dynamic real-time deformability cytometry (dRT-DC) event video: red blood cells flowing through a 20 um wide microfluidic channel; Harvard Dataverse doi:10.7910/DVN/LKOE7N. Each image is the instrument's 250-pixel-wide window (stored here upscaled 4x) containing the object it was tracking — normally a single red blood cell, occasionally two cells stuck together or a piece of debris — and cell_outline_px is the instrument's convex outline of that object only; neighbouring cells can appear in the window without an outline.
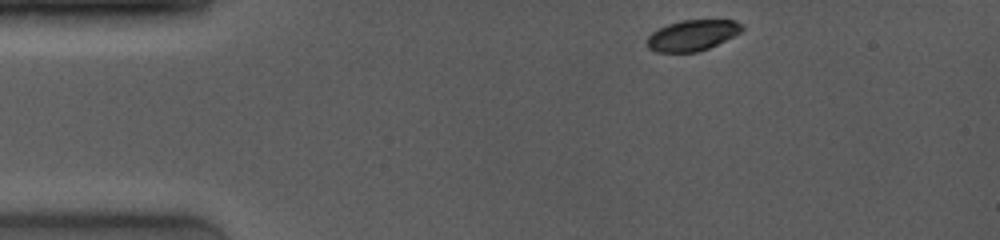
{"species": "common noctule bat (a hibernating species)", "species_latin": "Nyctalus noctula", "temperature_condition": "room temperature", "stored_images_in_passage": 38, "camera_frame_rate_fps": 4000, "um_per_image_px": 0.085, "animal": {"sex": "female", "body_mass_g": 19.0, "forearm_length_mm": 53.3}, "frame": {"image": 1, "passage_image": 1, "time_ms": 0.0, "image_size_px": [1000, 240], "cell_outline_px": [[744, 28], [740, 32], [708, 48], [696, 52], [656, 52], [648, 48], [648, 36], [652, 32], [668, 24], [680, 20], [732, 20], [744, 24]], "centroid_in_image_um": [58.84, 2.99], "position_along_channel_um": 26.2, "area_um2": 16.82}}
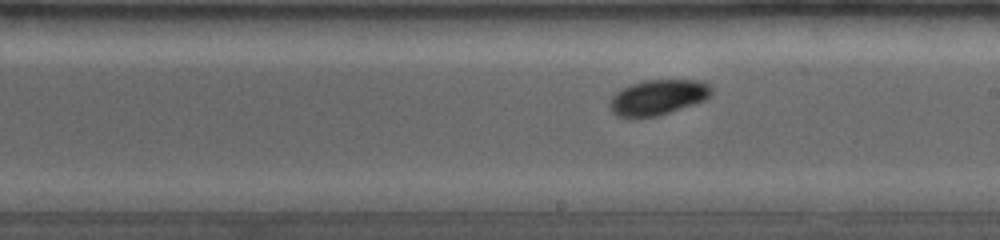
{"frame": {"image": 2, "passage_image": 21, "time_ms": 6.75, "image_size_px": [1000, 240], "cell_outline_px": [[712, 96], [704, 100], [656, 116], [632, 120], [616, 116], [608, 108], [608, 100], [616, 92], [632, 84], [644, 80], [700, 80], [708, 84], [712, 88]], "centroid_in_image_um": [55.85, 8.3], "position_along_channel_um": 233.1, "area_um2": 21.27}}
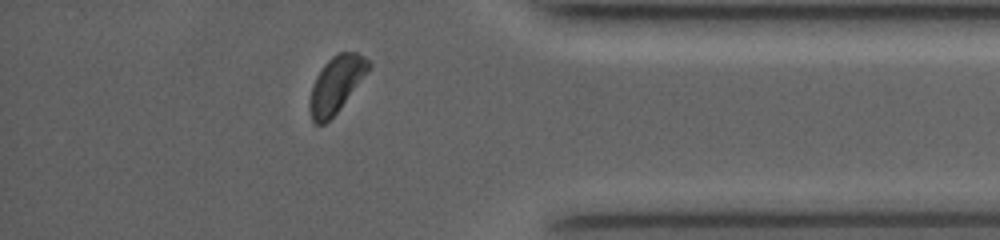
{"frame": {"image": 3, "passage_image": 34, "time_ms": 11.25, "image_size_px": [1000, 240], "cell_outline_px": [[372, 64], [340, 108], [324, 124], [316, 124], [312, 120], [308, 108], [308, 104], [312, 88], [316, 76], [324, 64], [332, 56], [340, 52], [356, 52], [364, 56]], "centroid_in_image_um": [28.54, 7.17], "position_along_channel_um": 406.7, "area_um2": 18.9}, "authors_computed_cell_mechanics": {"area_um2": 20.2011, "velocity_mm_per_s": 4.0548, "shape_relaxation_time_tau1_ms": 1.1442, "shape_relaxation_time_tau2_ms": null, "deformation_change_tau1": 0.0882, "deformation_change_tau2": null}}